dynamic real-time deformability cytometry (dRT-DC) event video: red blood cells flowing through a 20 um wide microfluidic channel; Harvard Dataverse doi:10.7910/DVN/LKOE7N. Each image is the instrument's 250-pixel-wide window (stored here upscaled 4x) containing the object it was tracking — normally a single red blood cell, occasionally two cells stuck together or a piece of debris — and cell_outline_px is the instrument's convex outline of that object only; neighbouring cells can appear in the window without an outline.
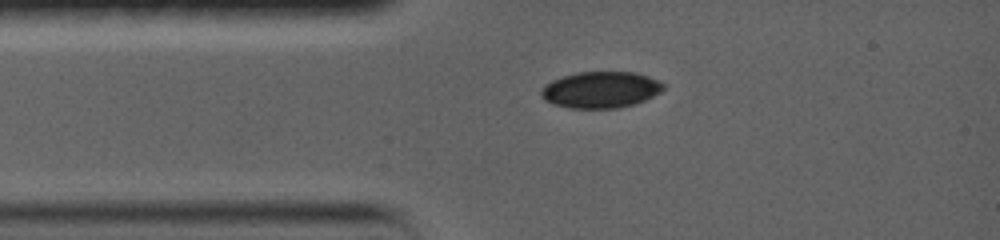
{"species": "common noctule bat (a hibernating species)", "species_latin": "Nyctalus noctula", "temperature_condition": "warm", "stored_images_in_passage": 9, "camera_frame_rate_fps": 5000, "um_per_image_px": 0.085, "animal": {"sex": "female", "body_mass_g": 19.0, "forearm_length_mm": 56.7}, "frame": {"image": 1, "passage_image": 1, "time_ms": 0.0, "image_size_px": [1000, 240], "cell_outline_px": [[664, 88], [644, 100], [632, 104], [616, 108], [572, 108], [556, 104], [548, 100], [544, 96], [544, 88], [548, 84], [564, 76], [580, 72], [632, 72], [656, 80], [664, 84]], "centroid_in_image_um": [51.11, 7.63], "position_along_channel_um": 33.9, "area_um2": 24.74}}
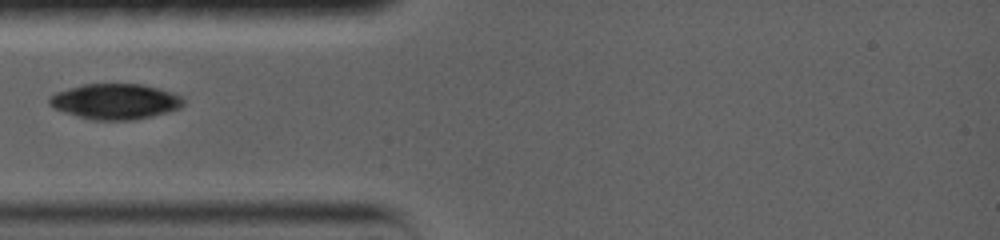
{"frame": {"image": 2, "passage_image": 3, "time_ms": 1.4, "image_size_px": [1000, 240], "cell_outline_px": [[180, 104], [176, 108], [164, 112], [132, 120], [92, 120], [56, 108], [48, 100], [52, 96], [60, 92], [84, 84], [140, 84], [156, 88], [176, 96], [180, 100]], "centroid_in_image_um": [9.73, 8.62], "position_along_channel_um": 75.3, "area_um2": 26.18}}
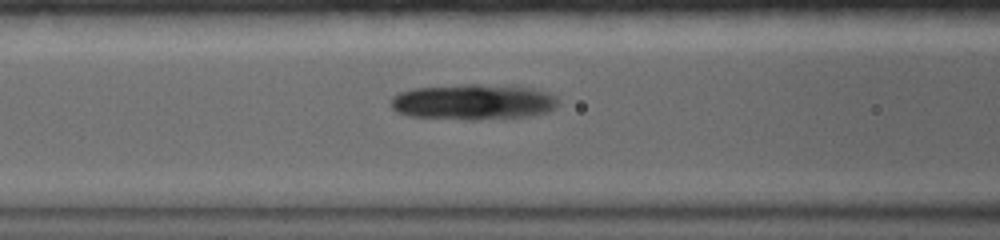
{"frame": {"image": 3, "passage_image": 6, "time_ms": 2.8, "image_size_px": [1000, 240], "cell_outline_px": [[548, 108], [536, 112], [516, 116], [420, 116], [404, 112], [396, 108], [392, 104], [392, 100], [396, 96], [404, 92], [424, 88], [520, 88], [544, 96], [548, 100]], "centroid_in_image_um": [39.95, 8.68], "position_along_channel_um": 126.6, "area_um2": 27.98}}